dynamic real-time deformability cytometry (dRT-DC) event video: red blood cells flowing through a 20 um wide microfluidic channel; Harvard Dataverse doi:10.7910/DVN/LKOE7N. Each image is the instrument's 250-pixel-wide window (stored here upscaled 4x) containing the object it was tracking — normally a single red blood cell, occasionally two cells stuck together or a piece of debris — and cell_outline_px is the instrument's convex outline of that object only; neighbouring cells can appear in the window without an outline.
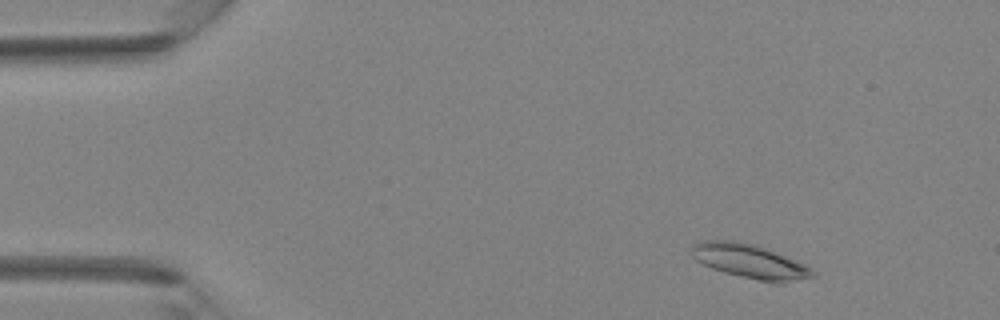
{"species": "Egyptian fruit bat (a non-hibernating species)", "species_latin": "Rousettus aegyptiacus", "temperature_condition": "room temperature", "stored_images_in_passage": 40, "camera_frame_rate_fps": 3000, "um_per_image_px": 0.085, "animal": {"sex": "female"}, "frame": {"image": 1, "passage_image": 4, "time_ms": 1.0, "image_size_px": [1000, 320], "cell_outline_px": [[816, 276], [784, 284], [772, 284], [724, 272], [712, 268], [696, 260], [692, 256], [692, 244], [704, 240], [736, 240], [756, 244], [768, 248], [804, 264], [812, 268], [816, 272]], "centroid_in_image_um": [63.8, 22.22], "position_along_channel_um": 21.2, "area_um2": 24.62}}
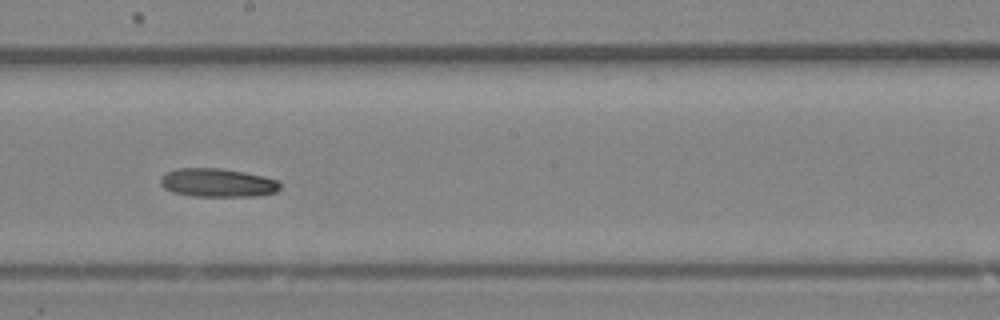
{"frame": {"image": 2, "passage_image": 22, "time_ms": 7.0, "image_size_px": [1000, 320], "cell_outline_px": [[280, 188], [276, 192], [256, 196], [192, 196], [172, 192], [164, 188], [160, 184], [160, 176], [176, 168], [220, 168], [244, 172], [280, 180]], "centroid_in_image_um": [18.48, 15.53], "position_along_channel_um": 229.7, "area_um2": 20.0}}
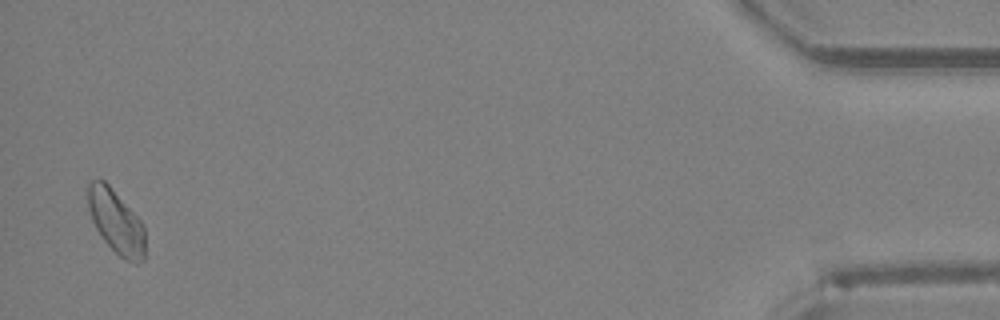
{"frame": {"image": 3, "passage_image": 39, "time_ms": 12.667, "image_size_px": [1000, 320], "cell_outline_px": [[144, 260], [136, 264], [124, 260], [104, 240], [96, 228], [92, 220], [88, 208], [88, 180], [104, 180], [108, 184], [144, 224]], "centroid_in_image_um": [9.87, 18.85], "position_along_channel_um": 425.3, "area_um2": 21.04}}